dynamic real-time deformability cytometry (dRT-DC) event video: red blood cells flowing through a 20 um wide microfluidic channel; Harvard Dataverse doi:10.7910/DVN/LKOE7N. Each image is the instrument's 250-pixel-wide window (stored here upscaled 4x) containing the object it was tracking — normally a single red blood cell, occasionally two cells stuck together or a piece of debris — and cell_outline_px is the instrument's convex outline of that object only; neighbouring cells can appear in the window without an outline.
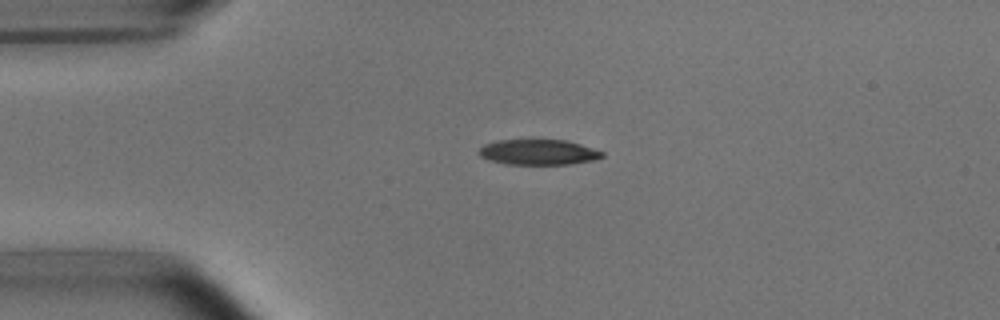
{"species": "common noctule bat (a hibernating species)", "species_latin": "Nyctalus noctula", "temperature_condition": "room temperature", "stored_images_in_passage": 2, "camera_frame_rate_fps": 3000, "um_per_image_px": 0.085, "animal": {"sex": "male", "body_mass_g": 15.6}, "frame": {"image": 1, "passage_image": 1, "time_ms": 0.0, "image_size_px": [1000, 320], "cell_outline_px": [[604, 156], [592, 160], [572, 164], [508, 164], [492, 160], [480, 156], [476, 152], [484, 144], [496, 140], [568, 140], [604, 152]], "centroid_in_image_um": [45.75, 12.93], "position_along_channel_um": 39.2, "area_um2": 18.15}}